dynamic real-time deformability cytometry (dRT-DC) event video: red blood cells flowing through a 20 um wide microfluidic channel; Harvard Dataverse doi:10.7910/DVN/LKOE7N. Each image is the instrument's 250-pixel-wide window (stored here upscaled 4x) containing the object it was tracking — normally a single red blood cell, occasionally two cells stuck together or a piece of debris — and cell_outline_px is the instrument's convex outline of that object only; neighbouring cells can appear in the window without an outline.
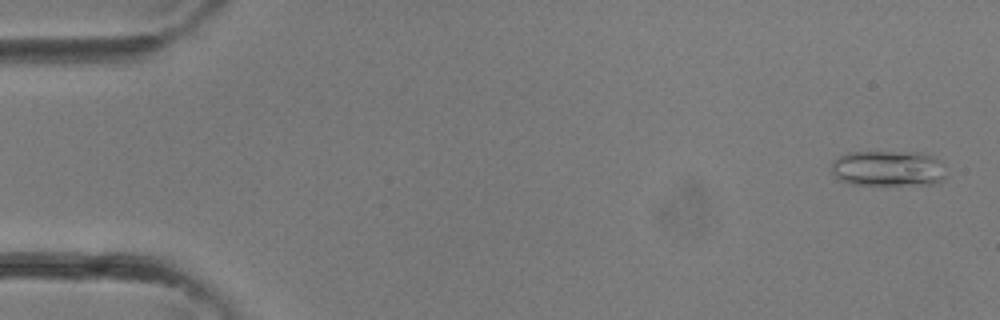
{"species": "common noctule bat (a hibernating species)", "species_latin": "Nyctalus noctula", "temperature_condition": "room temperature", "stored_images_in_passage": 34, "camera_frame_rate_fps": 3000, "um_per_image_px": 0.085, "animal": {"sex": "female"}, "frame": {"image": 1, "passage_image": 2, "time_ms": 0.333, "image_size_px": [1000, 320], "cell_outline_px": [[944, 176], [940, 180], [932, 184], [852, 184], [840, 180], [832, 172], [832, 160], [848, 152], [920, 152], [932, 156], [944, 164]], "centroid_in_image_um": [75.47, 14.3], "position_along_channel_um": 9.5, "area_um2": 23.64}}
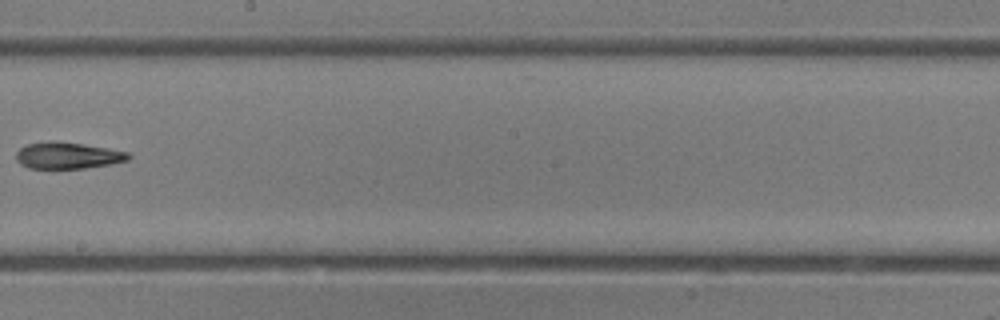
{"frame": {"image": 2, "passage_image": 20, "time_ms": 6.333, "image_size_px": [1000, 320], "cell_outline_px": [[132, 156], [128, 160], [112, 164], [84, 168], [28, 168], [20, 164], [16, 160], [16, 152], [20, 148], [28, 144], [84, 144], [108, 148], [128, 152]], "centroid_in_image_um": [5.81, 13.26], "position_along_channel_um": 242.4, "area_um2": 16.65}}
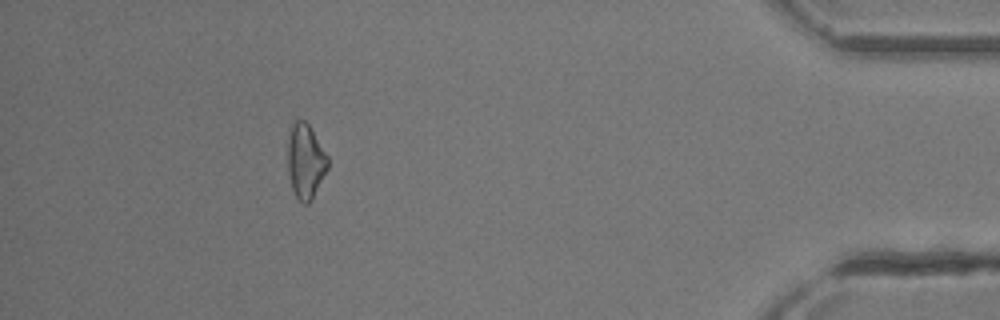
{"frame": {"image": 3, "passage_image": 31, "time_ms": 10.0, "image_size_px": [1000, 320], "cell_outline_px": [[328, 168], [312, 200], [308, 204], [304, 204], [296, 196], [292, 188], [288, 172], [288, 132], [292, 124], [296, 120], [304, 120], [308, 124], [328, 156]], "centroid_in_image_um": [25.96, 13.7], "position_along_channel_um": 409.2, "area_um2": 17.4}}